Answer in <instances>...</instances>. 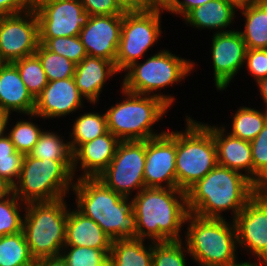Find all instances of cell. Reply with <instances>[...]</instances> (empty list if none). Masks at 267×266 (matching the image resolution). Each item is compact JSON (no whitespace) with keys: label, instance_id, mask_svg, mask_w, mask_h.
<instances>
[{"label":"cell","instance_id":"6da1fadb","mask_svg":"<svg viewBox=\"0 0 267 266\" xmlns=\"http://www.w3.org/2000/svg\"><path fill=\"white\" fill-rule=\"evenodd\" d=\"M260 189L243 173L217 165L186 191L189 213L203 218H224L232 210L233 220Z\"/></svg>","mask_w":267,"mask_h":266},{"label":"cell","instance_id":"7a4b0ae2","mask_svg":"<svg viewBox=\"0 0 267 266\" xmlns=\"http://www.w3.org/2000/svg\"><path fill=\"white\" fill-rule=\"evenodd\" d=\"M131 201L137 218L138 239L148 238L152 242L182 240L180 229L189 213L185 191L145 187Z\"/></svg>","mask_w":267,"mask_h":266},{"label":"cell","instance_id":"3957f363","mask_svg":"<svg viewBox=\"0 0 267 266\" xmlns=\"http://www.w3.org/2000/svg\"><path fill=\"white\" fill-rule=\"evenodd\" d=\"M71 190L77 197V210L94 220L112 241L137 238V218L130 198L98 178H78Z\"/></svg>","mask_w":267,"mask_h":266},{"label":"cell","instance_id":"277c9868","mask_svg":"<svg viewBox=\"0 0 267 266\" xmlns=\"http://www.w3.org/2000/svg\"><path fill=\"white\" fill-rule=\"evenodd\" d=\"M22 232L36 260L61 255L66 245L68 208L64 198L25 204Z\"/></svg>","mask_w":267,"mask_h":266},{"label":"cell","instance_id":"5b68a950","mask_svg":"<svg viewBox=\"0 0 267 266\" xmlns=\"http://www.w3.org/2000/svg\"><path fill=\"white\" fill-rule=\"evenodd\" d=\"M189 221L186 232L188 254L200 265L218 266L233 264L235 256L237 233L234 221L232 224L224 218H203L188 213ZM232 225V226H231Z\"/></svg>","mask_w":267,"mask_h":266},{"label":"cell","instance_id":"8992f818","mask_svg":"<svg viewBox=\"0 0 267 266\" xmlns=\"http://www.w3.org/2000/svg\"><path fill=\"white\" fill-rule=\"evenodd\" d=\"M72 166L73 160H40L27 154L13 193L24 205L65 198L74 185Z\"/></svg>","mask_w":267,"mask_h":266},{"label":"cell","instance_id":"52a82bcc","mask_svg":"<svg viewBox=\"0 0 267 266\" xmlns=\"http://www.w3.org/2000/svg\"><path fill=\"white\" fill-rule=\"evenodd\" d=\"M125 100L111 106L106 114L107 128L120 141L148 140L160 136L153 125L170 106L157 96L139 95L121 90Z\"/></svg>","mask_w":267,"mask_h":266},{"label":"cell","instance_id":"ba28073f","mask_svg":"<svg viewBox=\"0 0 267 266\" xmlns=\"http://www.w3.org/2000/svg\"><path fill=\"white\" fill-rule=\"evenodd\" d=\"M186 117L187 128L176 131L175 159L177 188L185 192L218 165L211 130L207 124Z\"/></svg>","mask_w":267,"mask_h":266},{"label":"cell","instance_id":"9c48e42d","mask_svg":"<svg viewBox=\"0 0 267 266\" xmlns=\"http://www.w3.org/2000/svg\"><path fill=\"white\" fill-rule=\"evenodd\" d=\"M193 62L162 50L144 63L135 62L125 71L127 75L123 79L122 89L139 95H153L165 101L170 107L174 97L163 94H154L153 91L179 83L192 71ZM153 93V94H151Z\"/></svg>","mask_w":267,"mask_h":266},{"label":"cell","instance_id":"30bf717a","mask_svg":"<svg viewBox=\"0 0 267 266\" xmlns=\"http://www.w3.org/2000/svg\"><path fill=\"white\" fill-rule=\"evenodd\" d=\"M164 6L139 12H124L115 66L125 71L155 44L161 36L160 18Z\"/></svg>","mask_w":267,"mask_h":266},{"label":"cell","instance_id":"8fae6325","mask_svg":"<svg viewBox=\"0 0 267 266\" xmlns=\"http://www.w3.org/2000/svg\"><path fill=\"white\" fill-rule=\"evenodd\" d=\"M146 140L120 141L109 166L97 177L108 188L129 198L145 188ZM132 190V191H131Z\"/></svg>","mask_w":267,"mask_h":266},{"label":"cell","instance_id":"7c38bea8","mask_svg":"<svg viewBox=\"0 0 267 266\" xmlns=\"http://www.w3.org/2000/svg\"><path fill=\"white\" fill-rule=\"evenodd\" d=\"M39 44V25L35 12L0 18V63H12L34 55Z\"/></svg>","mask_w":267,"mask_h":266},{"label":"cell","instance_id":"4fadbf2b","mask_svg":"<svg viewBox=\"0 0 267 266\" xmlns=\"http://www.w3.org/2000/svg\"><path fill=\"white\" fill-rule=\"evenodd\" d=\"M233 221L237 244L258 257L255 266H267V197L259 190Z\"/></svg>","mask_w":267,"mask_h":266},{"label":"cell","instance_id":"5bb4252c","mask_svg":"<svg viewBox=\"0 0 267 266\" xmlns=\"http://www.w3.org/2000/svg\"><path fill=\"white\" fill-rule=\"evenodd\" d=\"M35 13L39 25V38L79 36L91 16L80 0L51 2Z\"/></svg>","mask_w":267,"mask_h":266},{"label":"cell","instance_id":"9a60e30c","mask_svg":"<svg viewBox=\"0 0 267 266\" xmlns=\"http://www.w3.org/2000/svg\"><path fill=\"white\" fill-rule=\"evenodd\" d=\"M175 159L176 131L146 140L145 187L177 188Z\"/></svg>","mask_w":267,"mask_h":266},{"label":"cell","instance_id":"2e32d148","mask_svg":"<svg viewBox=\"0 0 267 266\" xmlns=\"http://www.w3.org/2000/svg\"><path fill=\"white\" fill-rule=\"evenodd\" d=\"M214 81L217 90H224L243 67L247 47L239 31L215 32L211 45Z\"/></svg>","mask_w":267,"mask_h":266},{"label":"cell","instance_id":"e0dca14e","mask_svg":"<svg viewBox=\"0 0 267 266\" xmlns=\"http://www.w3.org/2000/svg\"><path fill=\"white\" fill-rule=\"evenodd\" d=\"M122 22L123 15L90 16L79 34L87 55L115 63Z\"/></svg>","mask_w":267,"mask_h":266},{"label":"cell","instance_id":"ac0fdd59","mask_svg":"<svg viewBox=\"0 0 267 266\" xmlns=\"http://www.w3.org/2000/svg\"><path fill=\"white\" fill-rule=\"evenodd\" d=\"M74 77L50 81L35 98L31 117L56 118L75 112L83 105Z\"/></svg>","mask_w":267,"mask_h":266},{"label":"cell","instance_id":"d6986e66","mask_svg":"<svg viewBox=\"0 0 267 266\" xmlns=\"http://www.w3.org/2000/svg\"><path fill=\"white\" fill-rule=\"evenodd\" d=\"M119 142L120 140L108 131L94 140L81 144L73 152V176L79 163L83 175L78 178H97L109 166Z\"/></svg>","mask_w":267,"mask_h":266},{"label":"cell","instance_id":"ffe728a7","mask_svg":"<svg viewBox=\"0 0 267 266\" xmlns=\"http://www.w3.org/2000/svg\"><path fill=\"white\" fill-rule=\"evenodd\" d=\"M213 134L217 149L218 165L233 169L242 173L253 182V160L251 154V143L238 137L225 134L224 127L208 126ZM247 172V173H246Z\"/></svg>","mask_w":267,"mask_h":266},{"label":"cell","instance_id":"44dd1931","mask_svg":"<svg viewBox=\"0 0 267 266\" xmlns=\"http://www.w3.org/2000/svg\"><path fill=\"white\" fill-rule=\"evenodd\" d=\"M35 98L27 90L17 67L0 63V110L10 115L11 111L33 114Z\"/></svg>","mask_w":267,"mask_h":266},{"label":"cell","instance_id":"7402d4cb","mask_svg":"<svg viewBox=\"0 0 267 266\" xmlns=\"http://www.w3.org/2000/svg\"><path fill=\"white\" fill-rule=\"evenodd\" d=\"M117 73L114 62L87 55L75 65L74 80L80 95L95 104L99 101L105 81Z\"/></svg>","mask_w":267,"mask_h":266},{"label":"cell","instance_id":"603a6c76","mask_svg":"<svg viewBox=\"0 0 267 266\" xmlns=\"http://www.w3.org/2000/svg\"><path fill=\"white\" fill-rule=\"evenodd\" d=\"M65 236V246L111 249L113 242L94 220L85 217L77 209L68 211Z\"/></svg>","mask_w":267,"mask_h":266},{"label":"cell","instance_id":"cb8c5ba5","mask_svg":"<svg viewBox=\"0 0 267 266\" xmlns=\"http://www.w3.org/2000/svg\"><path fill=\"white\" fill-rule=\"evenodd\" d=\"M235 7L223 0H211L205 5H201L190 10L183 18L186 24L189 23L199 29H220L218 33L231 30L227 28L233 21Z\"/></svg>","mask_w":267,"mask_h":266},{"label":"cell","instance_id":"d4e9b609","mask_svg":"<svg viewBox=\"0 0 267 266\" xmlns=\"http://www.w3.org/2000/svg\"><path fill=\"white\" fill-rule=\"evenodd\" d=\"M240 11L246 21L239 33L247 49H267V0H255Z\"/></svg>","mask_w":267,"mask_h":266},{"label":"cell","instance_id":"484cf974","mask_svg":"<svg viewBox=\"0 0 267 266\" xmlns=\"http://www.w3.org/2000/svg\"><path fill=\"white\" fill-rule=\"evenodd\" d=\"M142 239L112 242L108 266H152L153 245L145 247Z\"/></svg>","mask_w":267,"mask_h":266},{"label":"cell","instance_id":"4316f807","mask_svg":"<svg viewBox=\"0 0 267 266\" xmlns=\"http://www.w3.org/2000/svg\"><path fill=\"white\" fill-rule=\"evenodd\" d=\"M22 231L0 237V266H35Z\"/></svg>","mask_w":267,"mask_h":266},{"label":"cell","instance_id":"83f0119b","mask_svg":"<svg viewBox=\"0 0 267 266\" xmlns=\"http://www.w3.org/2000/svg\"><path fill=\"white\" fill-rule=\"evenodd\" d=\"M108 132L106 114L84 113L74 122L72 133V141H69L72 152H74L81 144L87 143L95 138L102 136Z\"/></svg>","mask_w":267,"mask_h":266},{"label":"cell","instance_id":"f1b7e54d","mask_svg":"<svg viewBox=\"0 0 267 266\" xmlns=\"http://www.w3.org/2000/svg\"><path fill=\"white\" fill-rule=\"evenodd\" d=\"M266 123L267 109L260 112L254 108L240 107L233 117L232 131L229 134L251 142Z\"/></svg>","mask_w":267,"mask_h":266},{"label":"cell","instance_id":"f546056e","mask_svg":"<svg viewBox=\"0 0 267 266\" xmlns=\"http://www.w3.org/2000/svg\"><path fill=\"white\" fill-rule=\"evenodd\" d=\"M29 155L40 160H73L69 141L54 132L43 131Z\"/></svg>","mask_w":267,"mask_h":266},{"label":"cell","instance_id":"4dcf8cb0","mask_svg":"<svg viewBox=\"0 0 267 266\" xmlns=\"http://www.w3.org/2000/svg\"><path fill=\"white\" fill-rule=\"evenodd\" d=\"M20 74L27 90L36 98L45 86L48 80L39 58L34 54L12 62Z\"/></svg>","mask_w":267,"mask_h":266},{"label":"cell","instance_id":"1f68e13d","mask_svg":"<svg viewBox=\"0 0 267 266\" xmlns=\"http://www.w3.org/2000/svg\"><path fill=\"white\" fill-rule=\"evenodd\" d=\"M35 55L39 58L48 82L74 77L75 63L55 54L39 44Z\"/></svg>","mask_w":267,"mask_h":266},{"label":"cell","instance_id":"d6a6232c","mask_svg":"<svg viewBox=\"0 0 267 266\" xmlns=\"http://www.w3.org/2000/svg\"><path fill=\"white\" fill-rule=\"evenodd\" d=\"M110 251L111 249L64 246L61 256L66 260L68 266H108Z\"/></svg>","mask_w":267,"mask_h":266},{"label":"cell","instance_id":"836d02e7","mask_svg":"<svg viewBox=\"0 0 267 266\" xmlns=\"http://www.w3.org/2000/svg\"><path fill=\"white\" fill-rule=\"evenodd\" d=\"M39 42L47 50L64 56L75 64L80 63L87 56L79 36L39 38Z\"/></svg>","mask_w":267,"mask_h":266},{"label":"cell","instance_id":"e575fe53","mask_svg":"<svg viewBox=\"0 0 267 266\" xmlns=\"http://www.w3.org/2000/svg\"><path fill=\"white\" fill-rule=\"evenodd\" d=\"M250 143L253 160V183L261 190L267 187V123Z\"/></svg>","mask_w":267,"mask_h":266},{"label":"cell","instance_id":"d590c367","mask_svg":"<svg viewBox=\"0 0 267 266\" xmlns=\"http://www.w3.org/2000/svg\"><path fill=\"white\" fill-rule=\"evenodd\" d=\"M153 244L152 266H186L185 252L181 241L151 242ZM186 250H183V249Z\"/></svg>","mask_w":267,"mask_h":266},{"label":"cell","instance_id":"8d00e7d4","mask_svg":"<svg viewBox=\"0 0 267 266\" xmlns=\"http://www.w3.org/2000/svg\"><path fill=\"white\" fill-rule=\"evenodd\" d=\"M19 200L13 192L0 200V237L22 231L23 219L18 205L22 206L23 202Z\"/></svg>","mask_w":267,"mask_h":266},{"label":"cell","instance_id":"74e56055","mask_svg":"<svg viewBox=\"0 0 267 266\" xmlns=\"http://www.w3.org/2000/svg\"><path fill=\"white\" fill-rule=\"evenodd\" d=\"M43 130L31 121H18L8 134L17 152L29 154L39 140Z\"/></svg>","mask_w":267,"mask_h":266},{"label":"cell","instance_id":"f35d334b","mask_svg":"<svg viewBox=\"0 0 267 266\" xmlns=\"http://www.w3.org/2000/svg\"><path fill=\"white\" fill-rule=\"evenodd\" d=\"M24 156V154L15 151L9 157L0 158V177L12 187L20 177Z\"/></svg>","mask_w":267,"mask_h":266},{"label":"cell","instance_id":"ab89813d","mask_svg":"<svg viewBox=\"0 0 267 266\" xmlns=\"http://www.w3.org/2000/svg\"><path fill=\"white\" fill-rule=\"evenodd\" d=\"M245 63L256 82L267 77V49H247Z\"/></svg>","mask_w":267,"mask_h":266},{"label":"cell","instance_id":"60d3db41","mask_svg":"<svg viewBox=\"0 0 267 266\" xmlns=\"http://www.w3.org/2000/svg\"><path fill=\"white\" fill-rule=\"evenodd\" d=\"M84 9L91 16L123 15L115 0H80Z\"/></svg>","mask_w":267,"mask_h":266},{"label":"cell","instance_id":"b9f144b4","mask_svg":"<svg viewBox=\"0 0 267 266\" xmlns=\"http://www.w3.org/2000/svg\"><path fill=\"white\" fill-rule=\"evenodd\" d=\"M211 0H169L164 6L165 10L171 12L173 14H181V16H185L190 10L199 7L201 5H205Z\"/></svg>","mask_w":267,"mask_h":266},{"label":"cell","instance_id":"7bdbcfd3","mask_svg":"<svg viewBox=\"0 0 267 266\" xmlns=\"http://www.w3.org/2000/svg\"><path fill=\"white\" fill-rule=\"evenodd\" d=\"M31 11L29 0H0V18Z\"/></svg>","mask_w":267,"mask_h":266},{"label":"cell","instance_id":"ee69618b","mask_svg":"<svg viewBox=\"0 0 267 266\" xmlns=\"http://www.w3.org/2000/svg\"><path fill=\"white\" fill-rule=\"evenodd\" d=\"M123 12L147 11L158 7L154 0H115Z\"/></svg>","mask_w":267,"mask_h":266},{"label":"cell","instance_id":"f6af8a7d","mask_svg":"<svg viewBox=\"0 0 267 266\" xmlns=\"http://www.w3.org/2000/svg\"><path fill=\"white\" fill-rule=\"evenodd\" d=\"M35 266H68L66 260L61 256L44 257L36 260Z\"/></svg>","mask_w":267,"mask_h":266},{"label":"cell","instance_id":"bcb514c9","mask_svg":"<svg viewBox=\"0 0 267 266\" xmlns=\"http://www.w3.org/2000/svg\"><path fill=\"white\" fill-rule=\"evenodd\" d=\"M15 151L14 144L7 134L0 138V158L9 157V155L13 154Z\"/></svg>","mask_w":267,"mask_h":266},{"label":"cell","instance_id":"7dc6e473","mask_svg":"<svg viewBox=\"0 0 267 266\" xmlns=\"http://www.w3.org/2000/svg\"><path fill=\"white\" fill-rule=\"evenodd\" d=\"M13 192V187L0 177V200L9 196Z\"/></svg>","mask_w":267,"mask_h":266},{"label":"cell","instance_id":"c3c4849f","mask_svg":"<svg viewBox=\"0 0 267 266\" xmlns=\"http://www.w3.org/2000/svg\"><path fill=\"white\" fill-rule=\"evenodd\" d=\"M9 117L8 113L0 110V138L6 135L4 132L7 128Z\"/></svg>","mask_w":267,"mask_h":266},{"label":"cell","instance_id":"681fc988","mask_svg":"<svg viewBox=\"0 0 267 266\" xmlns=\"http://www.w3.org/2000/svg\"><path fill=\"white\" fill-rule=\"evenodd\" d=\"M55 1H58V0H29L30 9L31 11L36 12L44 5L51 3V2H55Z\"/></svg>","mask_w":267,"mask_h":266},{"label":"cell","instance_id":"f907efd6","mask_svg":"<svg viewBox=\"0 0 267 266\" xmlns=\"http://www.w3.org/2000/svg\"><path fill=\"white\" fill-rule=\"evenodd\" d=\"M257 85L260 89L262 99L264 100V103H265L266 109H267V77L259 80L257 82Z\"/></svg>","mask_w":267,"mask_h":266},{"label":"cell","instance_id":"816d5d0a","mask_svg":"<svg viewBox=\"0 0 267 266\" xmlns=\"http://www.w3.org/2000/svg\"><path fill=\"white\" fill-rule=\"evenodd\" d=\"M224 2H227L234 6L236 9H242L245 8L250 3L254 2L255 0H223Z\"/></svg>","mask_w":267,"mask_h":266},{"label":"cell","instance_id":"f5cc1de1","mask_svg":"<svg viewBox=\"0 0 267 266\" xmlns=\"http://www.w3.org/2000/svg\"><path fill=\"white\" fill-rule=\"evenodd\" d=\"M199 266H206V265H199ZM218 266H255V263L254 262H248V261H245V262H240V263H233V264H229V265H218Z\"/></svg>","mask_w":267,"mask_h":266},{"label":"cell","instance_id":"db71d44e","mask_svg":"<svg viewBox=\"0 0 267 266\" xmlns=\"http://www.w3.org/2000/svg\"><path fill=\"white\" fill-rule=\"evenodd\" d=\"M159 6H165L169 0H154Z\"/></svg>","mask_w":267,"mask_h":266},{"label":"cell","instance_id":"11a10c76","mask_svg":"<svg viewBox=\"0 0 267 266\" xmlns=\"http://www.w3.org/2000/svg\"><path fill=\"white\" fill-rule=\"evenodd\" d=\"M267 197V187L260 190Z\"/></svg>","mask_w":267,"mask_h":266}]
</instances>
